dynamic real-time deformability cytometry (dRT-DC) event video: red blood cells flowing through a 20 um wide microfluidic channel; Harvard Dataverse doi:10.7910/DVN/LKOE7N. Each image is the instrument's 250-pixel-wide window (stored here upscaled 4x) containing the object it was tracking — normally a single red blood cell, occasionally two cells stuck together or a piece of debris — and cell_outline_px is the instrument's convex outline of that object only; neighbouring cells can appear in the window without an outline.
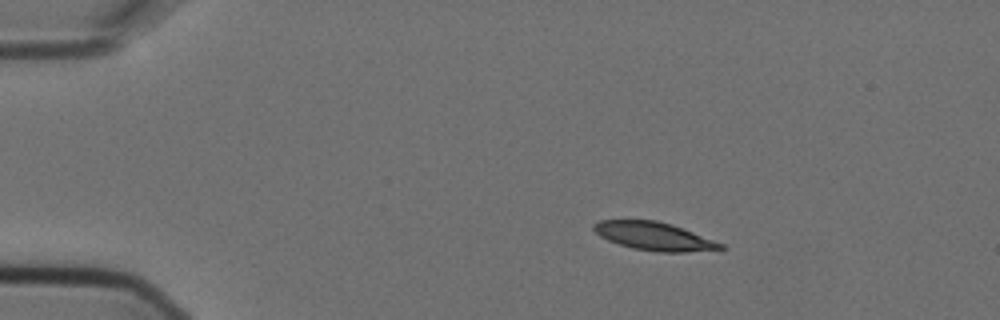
{"species": "Egyptian fruit bat (a non-hibernating species)", "species_latin": "Rousettus aegyptiacus", "temperature_condition": "cold", "stored_images_in_passage": 4, "camera_frame_rate_fps": 3000, "um_per_image_px": 0.085, "animal": {"sex": "female"}, "frame": {"image": 1, "passage_image": 2, "time_ms": 0.333, "image_size_px": [1000, 320], "cell_outline_px": [[724, 248], [684, 252], [656, 252], [632, 248], [608, 240], [600, 236], [592, 228], [592, 224], [600, 220], [656, 220], [672, 224], [724, 244]], "centroid_in_image_um": [55.56, 20.07], "position_along_channel_um": 29.4, "area_um2": 20.63}}